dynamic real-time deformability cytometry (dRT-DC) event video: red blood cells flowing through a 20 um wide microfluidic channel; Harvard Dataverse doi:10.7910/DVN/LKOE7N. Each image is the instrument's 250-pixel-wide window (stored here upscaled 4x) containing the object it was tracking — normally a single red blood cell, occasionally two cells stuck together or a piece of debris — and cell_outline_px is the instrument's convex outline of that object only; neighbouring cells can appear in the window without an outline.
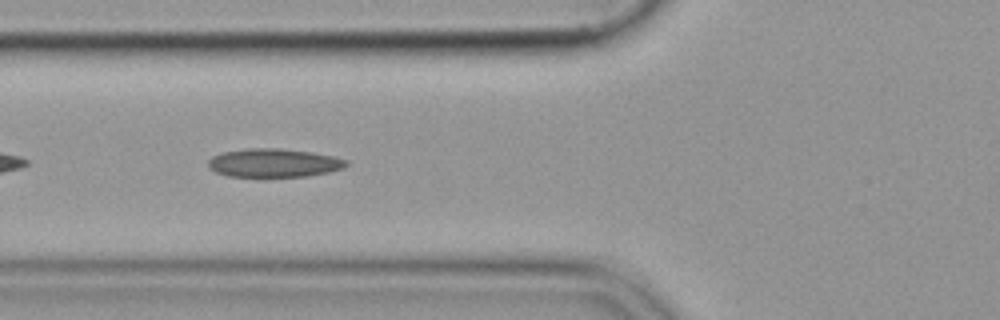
{"species": "common noctule bat (a hibernating species)", "species_latin": "Nyctalus noctula", "temperature_condition": "cold", "stored_images_in_passage": 38, "camera_frame_rate_fps": 3000, "um_per_image_px": 0.085, "animal": {"sex": "female", "body_mass_g": 19.9}, "frame": {"image": 1, "passage_image": 6, "time_ms": 1.667, "image_size_px": [1000, 320], "cell_outline_px": [[348, 164], [344, 168], [328, 172], [308, 176], [228, 176], [216, 172], [208, 168], [208, 160], [212, 156], [224, 152], [248, 148], [280, 148], [312, 152], [332, 156], [348, 160]], "centroid_in_image_um": [23.28, 13.84], "position_along_channel_um": 102.5, "area_um2": 22.89}}